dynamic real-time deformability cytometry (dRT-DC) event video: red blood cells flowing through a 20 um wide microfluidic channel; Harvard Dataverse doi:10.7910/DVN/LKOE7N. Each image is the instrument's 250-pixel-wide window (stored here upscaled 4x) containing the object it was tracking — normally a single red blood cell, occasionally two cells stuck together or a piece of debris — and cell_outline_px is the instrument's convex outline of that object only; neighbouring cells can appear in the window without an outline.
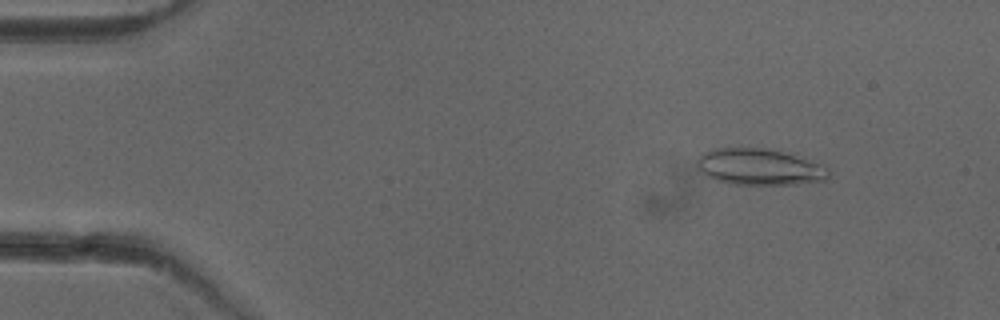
{"species": "common noctule bat (a hibernating species)", "species_latin": "Nyctalus noctula", "temperature_condition": "cold", "stored_images_in_passage": 18, "camera_frame_rate_fps": 3000, "um_per_image_px": 0.085, "animal": {"sex": "female"}, "frame": {"image": 1, "passage_image": 6, "time_ms": 1.667, "image_size_px": [1000, 320], "cell_outline_px": [[828, 176], [824, 180], [792, 184], [732, 184], [716, 180], [708, 176], [696, 164], [696, 160], [704, 152], [716, 148], [768, 148], [824, 164], [828, 168]], "centroid_in_image_um": [64.56, 14.18], "position_along_channel_um": 20.4, "area_um2": 27.51}}